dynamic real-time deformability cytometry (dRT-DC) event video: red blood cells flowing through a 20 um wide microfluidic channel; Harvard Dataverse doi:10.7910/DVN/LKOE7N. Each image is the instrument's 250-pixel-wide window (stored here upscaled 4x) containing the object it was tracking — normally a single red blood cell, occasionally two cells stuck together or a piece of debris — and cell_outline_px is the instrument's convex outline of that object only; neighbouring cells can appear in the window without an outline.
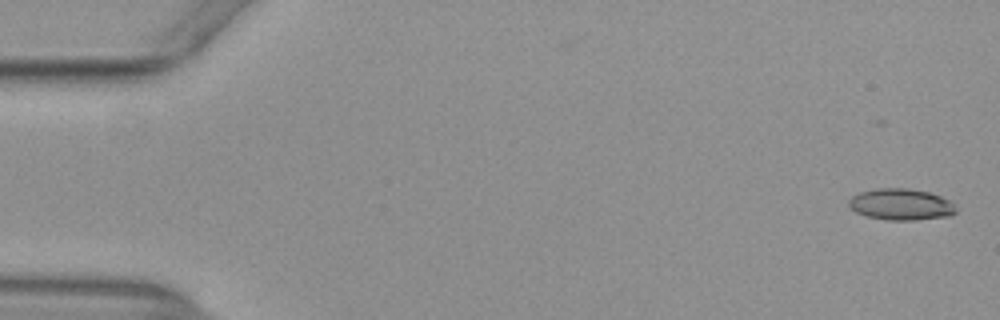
{"species": "common noctule bat (a hibernating species)", "species_latin": "Nyctalus noctula", "temperature_condition": "warm", "stored_images_in_passage": 53, "camera_frame_rate_fps": 3000, "um_per_image_px": 0.085, "animal": {"sex": "female", "body_mass_g": 29.2, "forearm_length_mm": 56.3}, "frame": {"image": 1, "passage_image": 1, "time_ms": 0.0, "image_size_px": [1000, 320], "cell_outline_px": [[956, 212], [948, 216], [916, 220], [888, 220], [868, 216], [856, 212], [848, 208], [848, 200], [852, 196], [860, 192], [876, 188], [908, 188], [928, 192], [940, 196], [948, 200], [956, 208]], "centroid_in_image_um": [76.54, 17.37], "position_along_channel_um": 8.5, "area_um2": 19.59}}
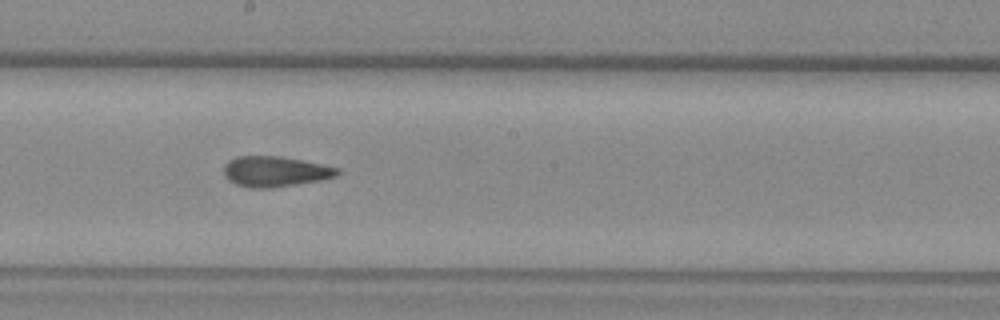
{"frame": {"image": 2, "passage_image": 29, "time_ms": 9.333, "image_size_px": [1000, 320], "cell_outline_px": [[340, 172], [336, 176], [320, 180], [272, 188], [248, 188], [236, 184], [228, 180], [224, 176], [224, 164], [228, 160], [236, 156], [280, 156], [340, 168]], "centroid_in_image_um": [23.34, 14.58], "position_along_channel_um": 224.9, "area_um2": 20.17}}
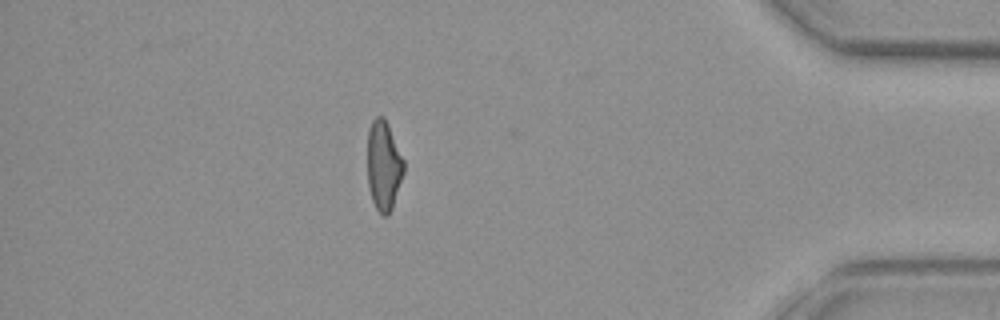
{"frame": {"image": 3, "passage_image": 46, "time_ms": 15.0, "image_size_px": [1000, 320], "cell_outline_px": [[404, 172], [392, 208], [388, 216], [384, 216], [376, 208], [372, 200], [368, 188], [368, 128], [372, 120], [376, 116], [384, 116], [388, 124], [404, 160]], "centroid_in_image_um": [32.61, 14.06], "position_along_channel_um": 402.6, "area_um2": 19.02}, "authors_computed_cell_mechanics": {"area_um2": 19.652, "velocity_mm_per_s": 3.9317, "shape_relaxation_time_tau1_ms": null, "shape_relaxation_time_tau2_ms": 2.5816, "deformation_change_tau1": null, "deformation_change_tau2": 0.1102}}